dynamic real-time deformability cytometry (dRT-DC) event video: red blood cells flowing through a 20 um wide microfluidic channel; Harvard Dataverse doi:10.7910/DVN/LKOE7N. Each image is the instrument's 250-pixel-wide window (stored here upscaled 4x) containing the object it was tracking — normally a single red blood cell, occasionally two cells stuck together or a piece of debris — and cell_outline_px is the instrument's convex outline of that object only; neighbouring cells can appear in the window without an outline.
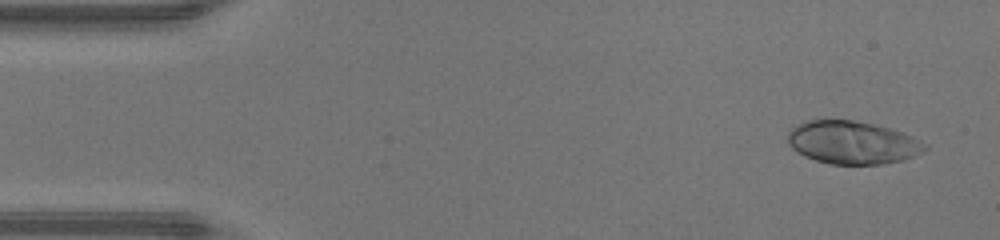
{"species": "human", "species_latin": "Homo sapiens", "temperature_condition": "warm", "stored_images_in_passage": 47, "camera_frame_rate_fps": 3000, "um_per_image_px": 0.085, "donor": {"sex": "male"}, "frame": {"image": 1, "passage_image": 3, "time_ms": 0.667, "image_size_px": [1000, 240], "cell_outline_px": [[928, 148], [924, 152], [904, 160], [884, 164], [828, 164], [804, 156], [796, 152], [788, 144], [788, 132], [796, 124], [808, 120], [852, 120], [872, 124], [888, 128], [912, 136], [928, 144]], "centroid_in_image_um": [72.46, 12.13], "position_along_channel_um": 12.5, "area_um2": 34.45}}
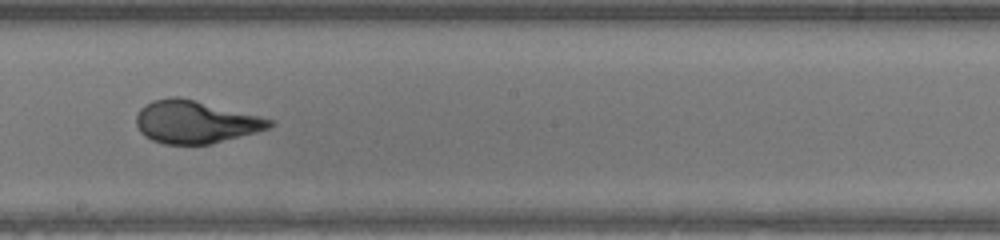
{"frame": {"image": 2, "passage_image": 26, "time_ms": 8.333, "image_size_px": [1000, 240], "cell_outline_px": [[276, 124], [272, 128], [212, 144], [164, 144], [152, 140], [144, 136], [140, 132], [136, 124], [136, 116], [140, 108], [152, 100], [172, 96], [176, 96], [260, 116], [272, 120]], "centroid_in_image_um": [16.61, 10.38], "position_along_channel_um": 231.6, "area_um2": 33.12}}
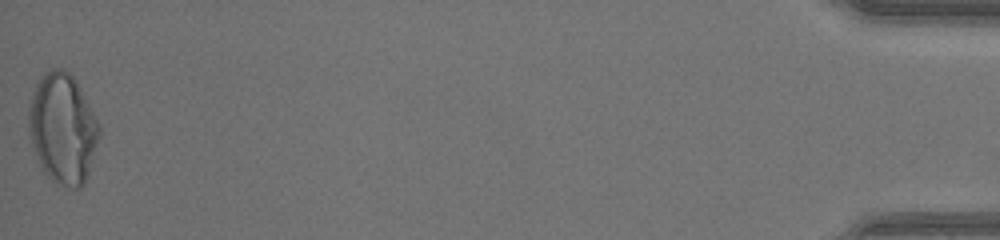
{"frame": {"image": 3, "passage_image": 47, "time_ms": 15.333, "image_size_px": [1000, 240], "cell_outline_px": [[100, 132], [88, 176], [84, 184], [80, 188], [72, 188], [52, 180], [44, 172], [32, 148], [28, 132], [28, 104], [36, 84], [40, 76], [44, 72], [52, 68], [60, 68], [68, 72], [76, 80], [100, 128]], "centroid_in_image_um": [5.29, 10.91], "position_along_channel_um": 429.9, "area_um2": 45.14}, "authors_computed_cell_mechanics": {"area_um2": 33.4084, "velocity_mm_per_s": 4.376, "shape_relaxation_time_tau1_ms": 4.7803, "shape_relaxation_time_tau2_ms": null, "deformation_change_tau1": 0.2745, "deformation_change_tau2": null}}